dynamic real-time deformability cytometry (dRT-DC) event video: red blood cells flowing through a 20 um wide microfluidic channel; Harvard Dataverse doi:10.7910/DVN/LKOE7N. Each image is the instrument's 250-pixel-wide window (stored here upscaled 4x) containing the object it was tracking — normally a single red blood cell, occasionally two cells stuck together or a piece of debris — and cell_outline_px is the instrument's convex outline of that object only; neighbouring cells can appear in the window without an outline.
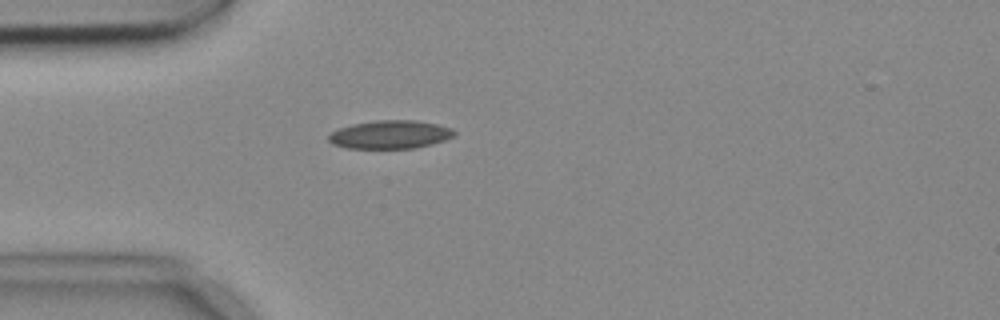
{"species": "common noctule bat (a hibernating species)", "species_latin": "Nyctalus noctula", "temperature_condition": "cold", "stored_images_in_passage": 1, "camera_frame_rate_fps": 3000, "um_per_image_px": 0.085, "animal": {"sex": "female", "body_mass_g": 18.4}, "frame": {"image": 1, "passage_image": 1, "time_ms": 0.0, "image_size_px": [1000, 320], "cell_outline_px": [[456, 132], [452, 136], [444, 140], [432, 144], [412, 148], [348, 148], [332, 144], [328, 140], [328, 136], [332, 132], [340, 128], [352, 124], [376, 120], [416, 120], [436, 124], [452, 128]], "centroid_in_image_um": [33.15, 11.43], "position_along_channel_um": 51.8, "area_um2": 20.58}}